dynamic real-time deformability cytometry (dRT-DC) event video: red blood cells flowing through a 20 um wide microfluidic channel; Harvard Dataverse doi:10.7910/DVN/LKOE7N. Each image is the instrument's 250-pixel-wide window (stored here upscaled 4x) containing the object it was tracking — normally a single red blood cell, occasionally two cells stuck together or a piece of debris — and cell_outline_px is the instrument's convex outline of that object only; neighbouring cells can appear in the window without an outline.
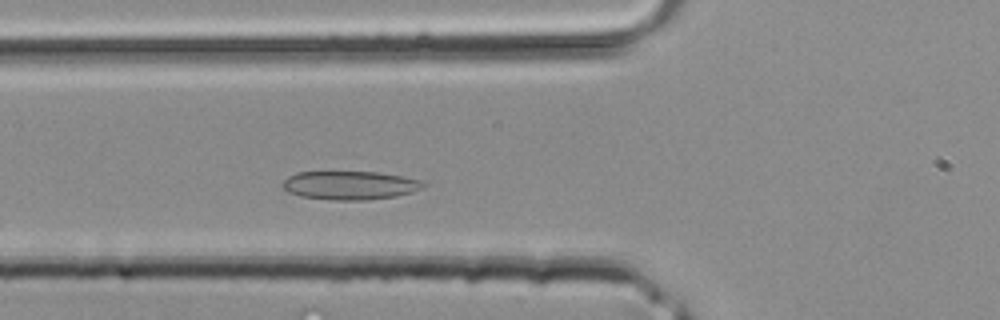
{"species": "common noctule bat (a hibernating species)", "species_latin": "Nyctalus noctula", "temperature_condition": "room temperature", "stored_images_in_passage": 35, "segment_of_instrument_passage": [1, 2], "camera_frame_rate_fps": 3000, "um_per_image_px": 0.085, "animal": {"sex": "male", "body_mass_g": 20.4}, "frame": {"image": 1, "passage_image": 9, "time_ms": 2.667, "image_size_px": [1000, 320], "cell_outline_px": [[428, 184], [424, 188], [412, 192], [396, 196], [368, 200], [332, 200], [300, 196], [288, 192], [280, 184], [288, 176], [296, 172], [376, 172], [404, 176], [424, 180]], "centroid_in_image_um": [29.79, 15.75], "position_along_channel_um": 96.0, "area_um2": 23.76}}
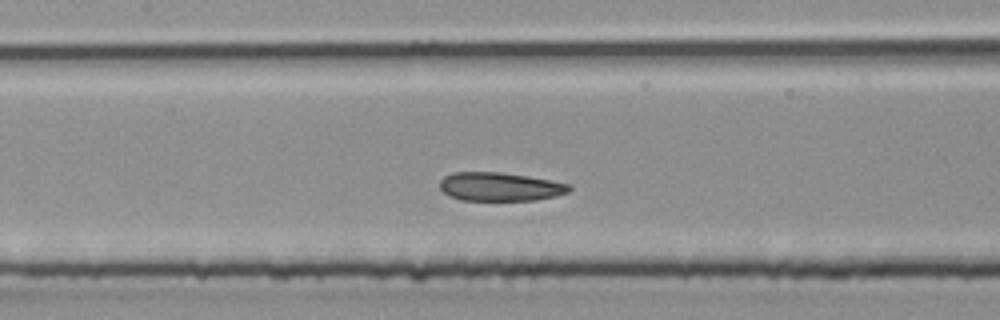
{"frame": {"image": 2, "passage_image": 13, "time_ms": 4.0, "image_size_px": [1000, 320], "cell_outline_px": [[572, 188], [568, 192], [556, 196], [536, 200], [460, 200], [448, 196], [440, 188], [440, 180], [444, 176], [452, 172], [500, 172], [528, 176], [572, 184]], "centroid_in_image_um": [42.5, 15.87], "position_along_channel_um": 164.9, "area_um2": 21.73}}
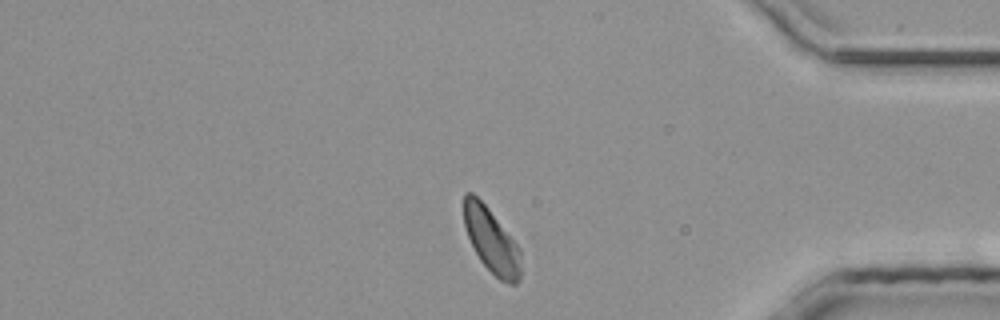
{"frame": {"image": 3, "passage_image": 28, "time_ms": 9.0, "image_size_px": [1000, 320], "cell_outline_px": [[520, 280], [516, 284], [508, 284], [500, 280], [480, 260], [468, 236], [464, 224], [464, 192], [472, 192], [488, 208], [520, 248]], "centroid_in_image_um": [41.78, 20.46], "position_along_channel_um": 393.4, "area_um2": 21.1}}